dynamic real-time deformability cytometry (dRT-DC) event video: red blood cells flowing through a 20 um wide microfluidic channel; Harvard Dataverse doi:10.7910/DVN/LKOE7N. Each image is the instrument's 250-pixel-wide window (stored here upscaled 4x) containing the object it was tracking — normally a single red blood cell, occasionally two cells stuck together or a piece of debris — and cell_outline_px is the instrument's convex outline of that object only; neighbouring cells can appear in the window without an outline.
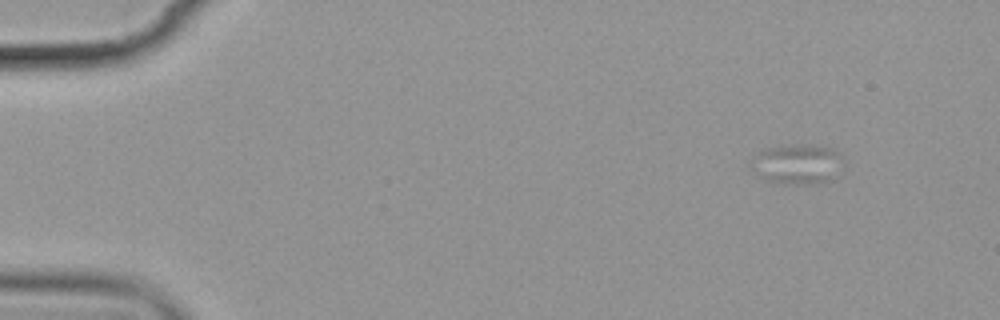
{"species": "common noctule bat (a hibernating species)", "species_latin": "Nyctalus noctula", "temperature_condition": "cold", "stored_images_in_passage": 6, "camera_frame_rate_fps": 3000, "um_per_image_px": 0.085, "animal": {"sex": "female", "body_mass_g": 19.9}, "frame": {"image": 1, "passage_image": 2, "time_ms": 1.333, "image_size_px": [1000, 320], "cell_outline_px": [[844, 160], [832, 180], [816, 184], [776, 184], [764, 180], [744, 168], [752, 156], [764, 148], [796, 144], [808, 144], [832, 148], [840, 152]], "centroid_in_image_um": [67.65, 13.96], "position_along_channel_um": 17.3, "area_um2": 22.6}}